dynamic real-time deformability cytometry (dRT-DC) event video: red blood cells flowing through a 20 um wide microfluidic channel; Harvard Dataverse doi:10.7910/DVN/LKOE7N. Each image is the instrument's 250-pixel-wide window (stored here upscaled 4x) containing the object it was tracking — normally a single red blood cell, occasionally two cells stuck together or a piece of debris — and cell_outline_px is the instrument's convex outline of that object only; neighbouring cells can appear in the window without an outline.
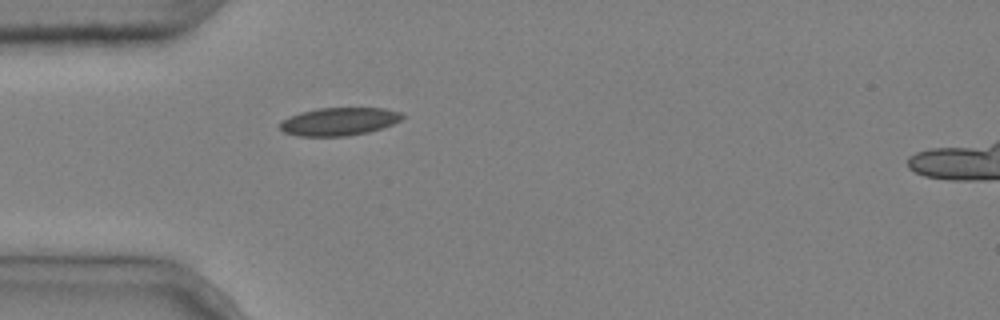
{"species": "common noctule bat (a hibernating species)", "species_latin": "Nyctalus noctula", "temperature_condition": "cold", "stored_images_in_passage": 1, "camera_frame_rate_fps": 3000, "um_per_image_px": 0.085, "animal": {"sex": "male", "body_mass_g": 20.4}, "frame": {"image": 1, "passage_image": 1, "time_ms": 0.0, "image_size_px": [1000, 320], "cell_outline_px": [[404, 116], [400, 120], [392, 124], [368, 132], [348, 136], [296, 136], [284, 132], [280, 128], [280, 124], [288, 116], [300, 112], [316, 108], [384, 108], [400, 112]], "centroid_in_image_um": [28.79, 10.32], "position_along_channel_um": 56.2, "area_um2": 19.88}}